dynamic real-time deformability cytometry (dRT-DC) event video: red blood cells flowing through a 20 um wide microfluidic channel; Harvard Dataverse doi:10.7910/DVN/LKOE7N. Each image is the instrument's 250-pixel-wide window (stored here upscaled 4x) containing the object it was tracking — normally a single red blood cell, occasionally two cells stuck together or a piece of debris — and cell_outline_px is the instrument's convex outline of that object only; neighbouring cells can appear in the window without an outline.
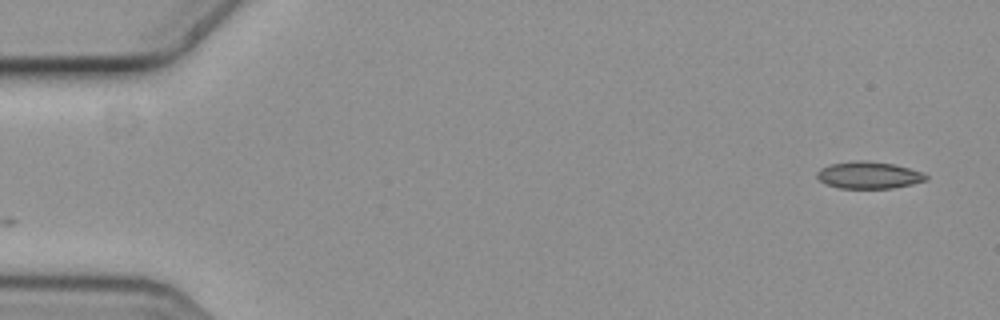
{"species": "common noctule bat (a hibernating species)", "species_latin": "Nyctalus noctula", "temperature_condition": "cold", "stored_images_in_passage": 5, "camera_frame_rate_fps": 3000, "um_per_image_px": 0.085, "animal": {"sex": "female", "body_mass_g": 19.3, "forearm_length_mm": 54.1}, "frame": {"image": 1, "passage_image": 1, "time_ms": 0.0, "image_size_px": [1000, 320], "cell_outline_px": [[928, 180], [912, 184], [892, 188], [840, 188], [828, 184], [820, 180], [816, 176], [816, 172], [820, 168], [832, 164], [852, 160], [868, 160], [892, 164], [924, 172], [928, 176]], "centroid_in_image_um": [73.86, 14.88], "position_along_channel_um": 11.1, "area_um2": 17.17}}
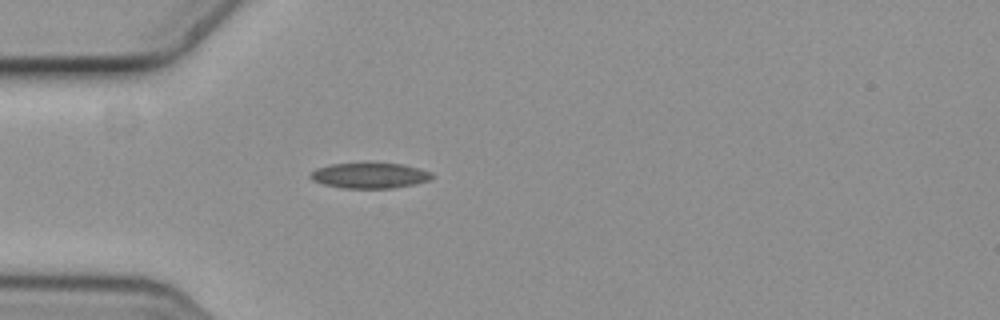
{"frame": {"image": 2, "passage_image": 5, "time_ms": 1.333, "image_size_px": [1000, 320], "cell_outline_px": [[432, 176], [428, 180], [412, 184], [392, 188], [344, 188], [324, 184], [312, 180], [308, 176], [316, 168], [328, 164], [364, 160], [372, 160], [404, 164], [432, 172]], "centroid_in_image_um": [31.37, 14.85], "position_along_channel_um": 53.6, "area_um2": 18.9}}